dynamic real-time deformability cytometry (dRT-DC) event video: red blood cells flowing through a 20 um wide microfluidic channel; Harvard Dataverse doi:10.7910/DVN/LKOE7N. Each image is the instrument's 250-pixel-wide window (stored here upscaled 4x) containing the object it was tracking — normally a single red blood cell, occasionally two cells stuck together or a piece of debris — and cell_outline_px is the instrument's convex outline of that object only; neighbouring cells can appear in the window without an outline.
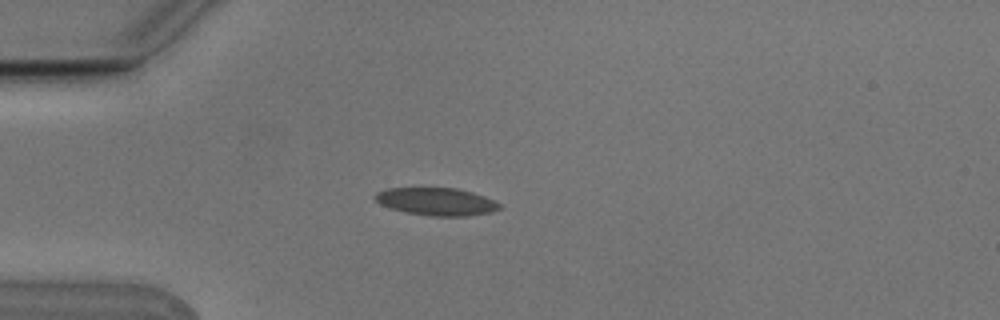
{"species": "Egyptian fruit bat (a non-hibernating species)", "species_latin": "Rousettus aegyptiacus", "temperature_condition": "cold", "stored_images_in_passage": 3, "camera_frame_rate_fps": 3000, "um_per_image_px": 0.085, "animal": {"sex": "male"}, "frame": {"image": 1, "passage_image": 3, "time_ms": 0.667, "image_size_px": [1000, 320], "cell_outline_px": [[504, 208], [492, 212], [468, 216], [428, 216], [408, 212], [392, 208], [380, 204], [372, 196], [376, 192], [388, 188], [456, 188], [472, 192], [484, 196], [500, 204]], "centroid_in_image_um": [37.12, 17.13], "position_along_channel_um": 47.9, "area_um2": 20.06}}